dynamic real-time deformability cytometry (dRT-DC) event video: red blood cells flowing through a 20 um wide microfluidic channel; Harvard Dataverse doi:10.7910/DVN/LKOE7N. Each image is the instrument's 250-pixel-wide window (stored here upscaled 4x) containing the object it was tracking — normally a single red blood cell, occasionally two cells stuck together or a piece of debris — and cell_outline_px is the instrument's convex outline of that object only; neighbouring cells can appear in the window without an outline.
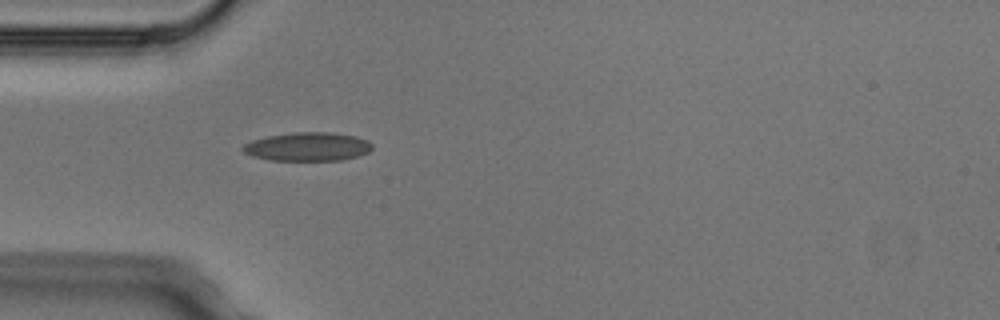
{"species": "Egyptian fruit bat (a non-hibernating species)", "species_latin": "Rousettus aegyptiacus", "temperature_condition": "cold", "stored_images_in_passage": 4, "camera_frame_rate_fps": 3000, "um_per_image_px": 0.085, "animal": {"sex": "male"}, "frame": {"image": 1, "passage_image": 4, "time_ms": 1.0, "image_size_px": [1000, 320], "cell_outline_px": [[372, 148], [368, 152], [356, 156], [340, 160], [268, 160], [252, 156], [244, 152], [240, 148], [244, 144], [252, 140], [268, 136], [296, 132], [332, 132], [356, 136], [368, 140], [372, 144]], "centroid_in_image_um": [26.14, 12.46], "position_along_channel_um": 58.9, "area_um2": 21.56}}